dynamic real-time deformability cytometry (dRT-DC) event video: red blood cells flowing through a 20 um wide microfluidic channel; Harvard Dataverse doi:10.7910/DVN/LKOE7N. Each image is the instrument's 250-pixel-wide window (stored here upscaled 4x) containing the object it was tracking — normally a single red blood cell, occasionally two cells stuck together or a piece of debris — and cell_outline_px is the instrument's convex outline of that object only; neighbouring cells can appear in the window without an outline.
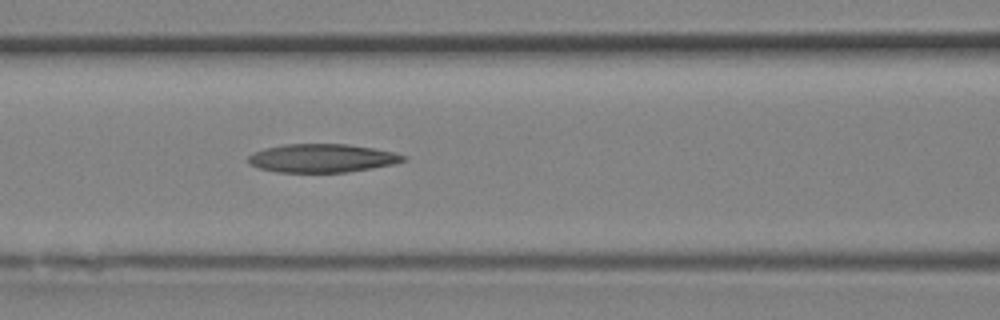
{"species": "Egyptian fruit bat (a non-hibernating species)", "species_latin": "Rousettus aegyptiacus", "temperature_condition": "room temperature", "stored_images_in_passage": 12, "camera_frame_rate_fps": 3000, "um_per_image_px": 0.085, "animal": {"sex": "female"}, "frame": {"image": 1, "passage_image": 12, "time_ms": 3.667, "image_size_px": [1000, 320], "cell_outline_px": [[408, 160], [392, 164], [372, 168], [348, 172], [276, 172], [260, 168], [248, 164], [248, 156], [252, 152], [264, 148], [284, 144], [348, 144], [376, 148], [396, 152], [408, 156]], "centroid_in_image_um": [27.4, 13.43], "position_along_channel_um": 139.2, "area_um2": 26.01}}